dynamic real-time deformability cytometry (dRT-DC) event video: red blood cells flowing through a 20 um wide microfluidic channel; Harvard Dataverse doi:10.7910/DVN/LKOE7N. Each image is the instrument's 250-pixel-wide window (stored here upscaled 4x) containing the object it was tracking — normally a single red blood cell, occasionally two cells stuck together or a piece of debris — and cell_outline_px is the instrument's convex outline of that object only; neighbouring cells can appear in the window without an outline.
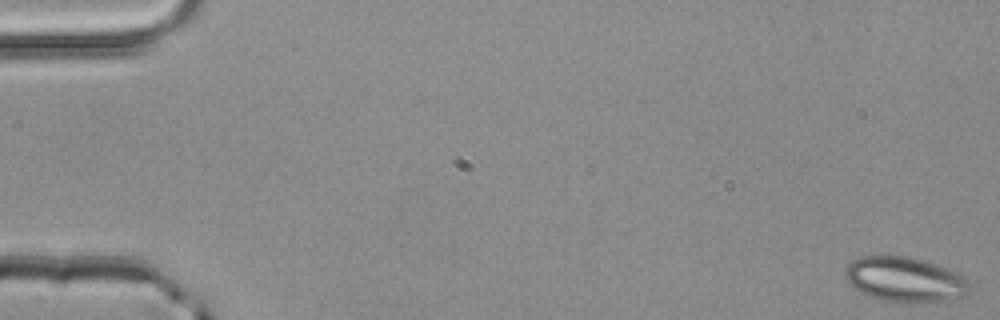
{"species": "common noctule bat (a hibernating species)", "species_latin": "Nyctalus noctula", "temperature_condition": "room temperature", "stored_images_in_passage": 52, "camera_frame_rate_fps": 3000, "um_per_image_px": 0.085, "animal": {"sex": "male", "body_mass_g": 20.4}, "frame": {"image": 1, "passage_image": 1, "time_ms": 0.0, "image_size_px": [1000, 320], "cell_outline_px": [[972, 292], [968, 296], [948, 300], [916, 304], [884, 300], [872, 296], [856, 288], [844, 276], [844, 268], [852, 260], [864, 256], [908, 256], [924, 260], [964, 276], [972, 284]], "centroid_in_image_um": [77.0, 23.77], "position_along_channel_um": 8.0, "area_um2": 32.77}}
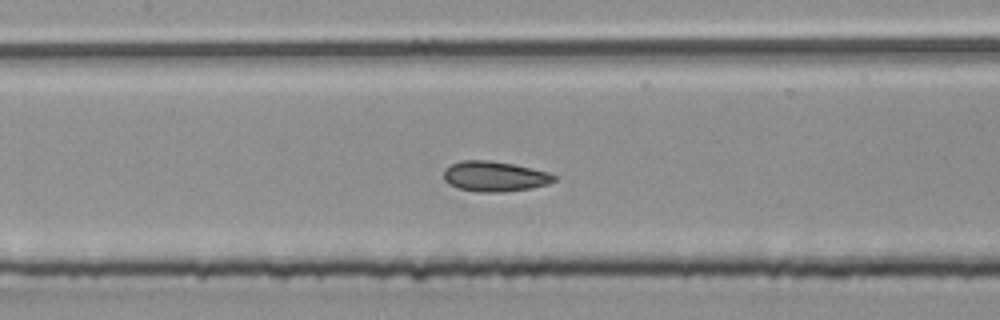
{"frame": {"image": 2, "passage_image": 25, "time_ms": 8.0, "image_size_px": [1000, 320], "cell_outline_px": [[556, 180], [548, 184], [532, 188], [504, 192], [480, 192], [460, 188], [448, 184], [444, 180], [444, 168], [460, 160], [488, 160], [512, 164], [532, 168], [548, 172], [556, 176]], "centroid_in_image_um": [42.04, 14.99], "position_along_channel_um": 165.4, "area_um2": 19.48}}
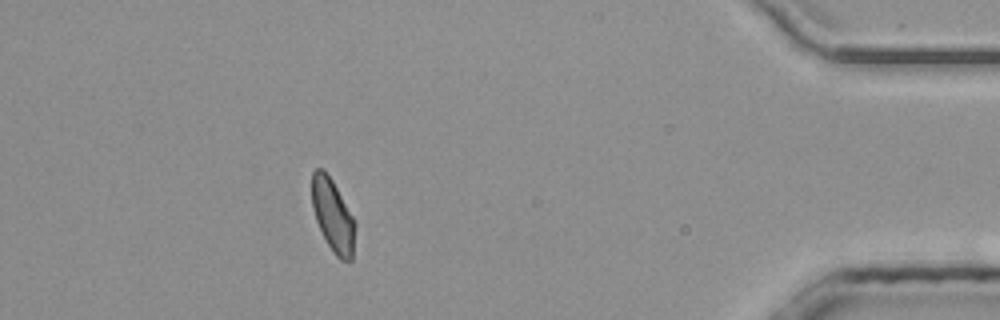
{"frame": {"image": 3, "passage_image": 47, "time_ms": 15.333, "image_size_px": [1000, 320], "cell_outline_px": [[356, 224], [352, 260], [340, 260], [336, 256], [328, 244], [316, 220], [312, 208], [312, 172], [316, 168], [324, 168], [332, 180], [352, 216]], "centroid_in_image_um": [28.29, 18.3], "position_along_channel_um": 406.9, "area_um2": 18.09}, "authors_computed_cell_mechanics": {"area_um2": 19.1318, "velocity_mm_per_s": 4.0206, "shape_relaxation_time_tau1_ms": 3.5933, "shape_relaxation_time_tau2_ms": 0.891, "deformation_change_tau1": 0.0803, "deformation_change_tau2": 0.0599}}